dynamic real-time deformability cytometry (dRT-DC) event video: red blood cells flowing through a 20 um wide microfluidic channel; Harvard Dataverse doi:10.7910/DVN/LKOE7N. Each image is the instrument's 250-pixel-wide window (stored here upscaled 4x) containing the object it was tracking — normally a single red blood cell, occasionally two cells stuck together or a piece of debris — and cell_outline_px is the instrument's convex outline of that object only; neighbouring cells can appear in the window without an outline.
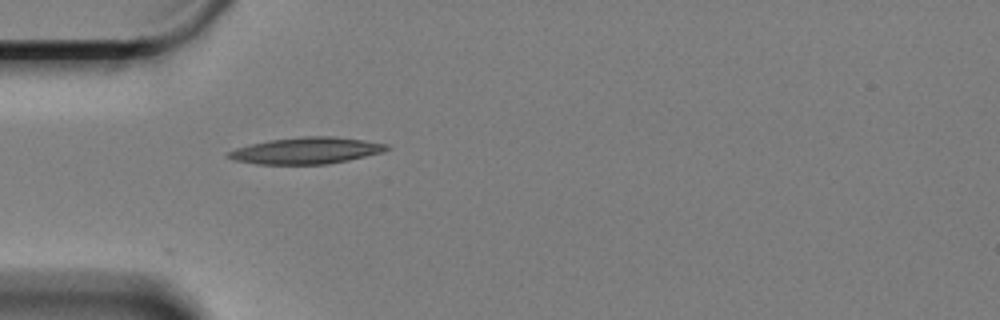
{"species": "Egyptian fruit bat (a non-hibernating species)", "species_latin": "Rousettus aegyptiacus", "temperature_condition": "cold", "stored_images_in_passage": 44, "camera_frame_rate_fps": 3000, "um_per_image_px": 0.085, "animal": {"sex": "female"}, "frame": {"image": 1, "passage_image": 1, "time_ms": 0.0, "image_size_px": [1000, 320], "cell_outline_px": [[392, 148], [384, 152], [348, 160], [324, 164], [256, 164], [236, 160], [224, 156], [228, 152], [236, 148], [252, 144], [272, 140], [304, 136], [332, 136], [364, 140], [388, 144]], "centroid_in_image_um": [26.08, 12.8], "position_along_channel_um": 58.9, "area_um2": 24.33}}
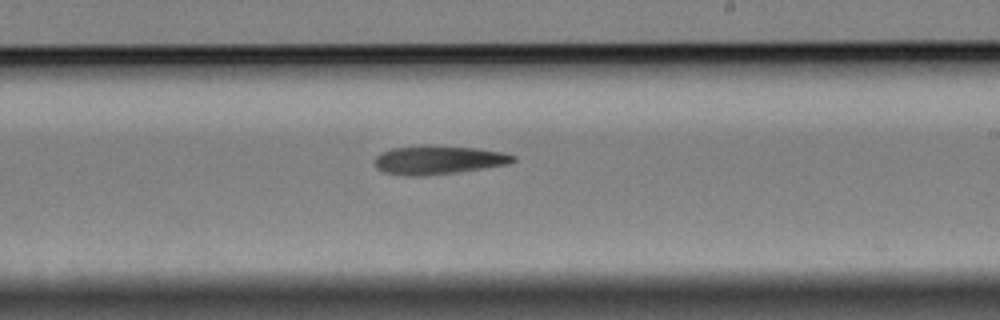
{"frame": {"image": 2, "passage_image": 19, "time_ms": 6.0, "image_size_px": [1000, 320], "cell_outline_px": [[516, 160], [508, 164], [484, 168], [456, 172], [424, 176], [404, 176], [384, 172], [376, 168], [376, 156], [380, 152], [392, 148], [420, 144], [428, 144], [476, 148], [504, 152], [516, 156]], "centroid_in_image_um": [37.24, 13.58], "position_along_channel_um": 251.8, "area_um2": 23.52}}
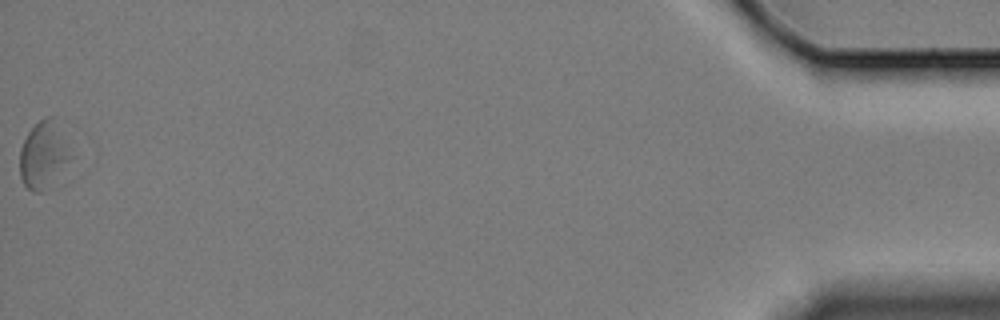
{"frame": {"image": 3, "passage_image": 44, "time_ms": 14.333, "image_size_px": [1000, 320], "cell_outline_px": [[72, 156], [40, 192], [36, 192], [28, 188], [24, 184], [20, 176], [20, 148], [28, 132], [40, 120], [48, 116], [52, 116]], "centroid_in_image_um": [3.62, 13.13], "position_along_channel_um": 431.6, "area_um2": 18.5}, "authors_computed_cell_mechanics": {"area_um2": 22.4553, "velocity_mm_per_s": 3.2643, "shape_relaxation_time_tau1_ms": 4.5523, "shape_relaxation_time_tau2_ms": null, "deformation_change_tau1": 0.0953, "deformation_change_tau2": null}}